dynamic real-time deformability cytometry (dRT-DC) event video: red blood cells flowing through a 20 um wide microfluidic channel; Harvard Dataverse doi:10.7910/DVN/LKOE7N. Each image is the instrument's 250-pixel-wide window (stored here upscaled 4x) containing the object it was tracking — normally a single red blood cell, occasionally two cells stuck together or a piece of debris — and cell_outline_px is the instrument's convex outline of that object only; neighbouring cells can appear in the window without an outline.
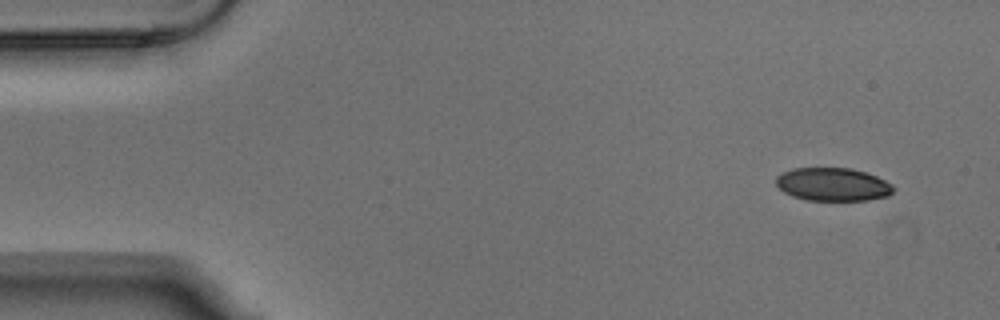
{"species": "Egyptian fruit bat (a non-hibernating species)", "species_latin": "Rousettus aegyptiacus", "temperature_condition": "warm", "stored_images_in_passage": 5, "camera_frame_rate_fps": 3000, "um_per_image_px": 0.085, "animal": {"sex": "male"}, "frame": {"image": 1, "passage_image": 1, "time_ms": 0.0, "image_size_px": [1000, 320], "cell_outline_px": [[896, 188], [888, 196], [868, 200], [804, 200], [792, 196], [784, 192], [776, 184], [776, 176], [792, 168], [852, 168], [876, 176], [892, 184]], "centroid_in_image_um": [70.79, 15.67], "position_along_channel_um": 14.2, "area_um2": 22.72}}
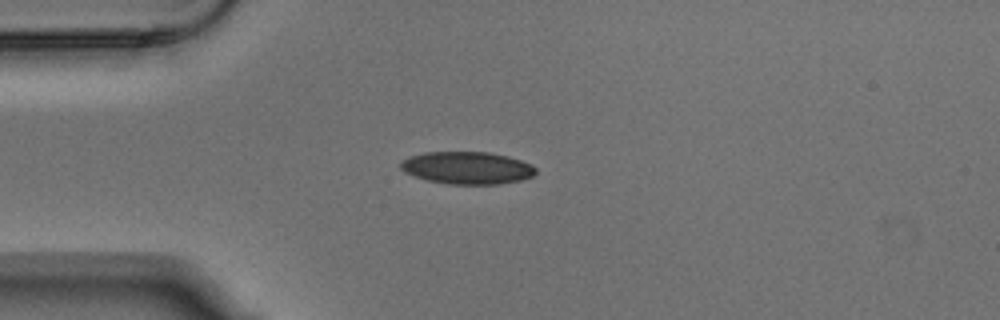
{"frame": {"image": 2, "passage_image": 4, "time_ms": 1.0, "image_size_px": [1000, 320], "cell_outline_px": [[536, 172], [532, 176], [520, 180], [500, 184], [448, 184], [428, 180], [404, 172], [400, 168], [400, 164], [408, 156], [424, 152], [488, 152], [508, 156], [532, 164], [536, 168]], "centroid_in_image_um": [39.71, 14.26], "position_along_channel_um": 45.3, "area_um2": 25.49}}
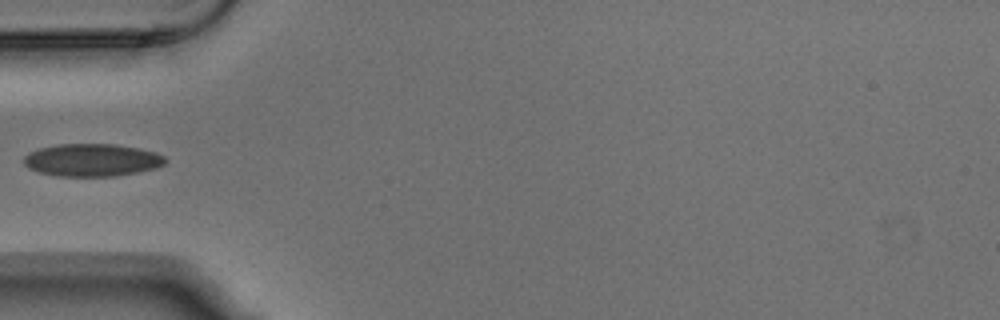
{"frame": {"image": 3, "passage_image": 5, "time_ms": 1.333, "image_size_px": [1000, 320], "cell_outline_px": [[168, 160], [164, 164], [156, 168], [116, 176], [56, 176], [40, 172], [28, 168], [24, 164], [24, 156], [28, 152], [40, 148], [60, 144], [116, 144], [140, 148], [156, 152], [164, 156]], "centroid_in_image_um": [7.84, 13.6], "position_along_channel_um": 77.2, "area_um2": 26.99}}